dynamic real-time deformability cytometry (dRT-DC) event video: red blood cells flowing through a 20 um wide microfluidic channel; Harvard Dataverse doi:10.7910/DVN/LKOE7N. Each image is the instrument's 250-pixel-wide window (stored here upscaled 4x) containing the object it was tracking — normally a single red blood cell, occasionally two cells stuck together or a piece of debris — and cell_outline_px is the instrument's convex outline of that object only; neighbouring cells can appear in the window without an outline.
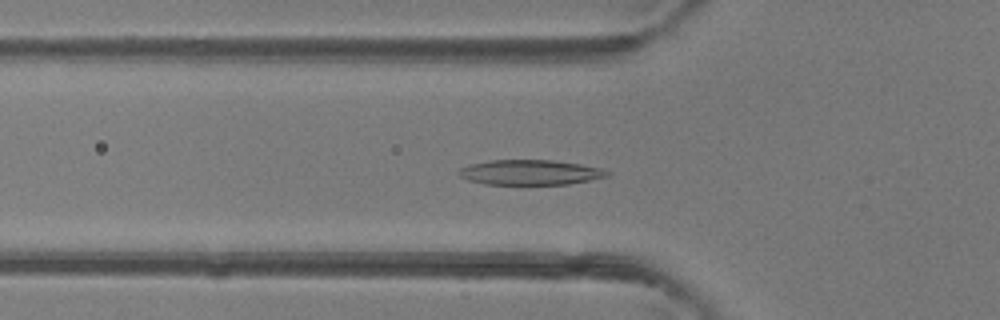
{"species": "common noctule bat (a hibernating species)", "species_latin": "Nyctalus noctula", "temperature_condition": "room temperature", "stored_images_in_passage": 46, "camera_frame_rate_fps": 3000, "um_per_image_px": 0.085, "animal": {"sex": "female"}, "frame": {"image": 1, "passage_image": 16, "time_ms": 5.0, "image_size_px": [1000, 320], "cell_outline_px": [[612, 172], [608, 176], [568, 184], [484, 184], [468, 180], [460, 176], [456, 172], [460, 168], [472, 164], [492, 160], [552, 160], [580, 164], [600, 168]], "centroid_in_image_um": [45.05, 14.65], "position_along_channel_um": 80.7, "area_um2": 21.5}}
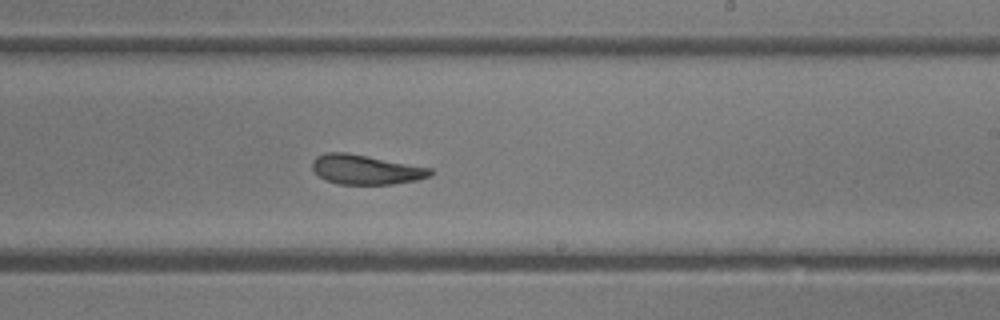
{"frame": {"image": 2, "passage_image": 28, "time_ms": 9.0, "image_size_px": [1000, 320], "cell_outline_px": [[432, 176], [416, 180], [392, 184], [336, 184], [324, 180], [312, 168], [312, 160], [316, 156], [324, 152], [344, 152], [368, 156], [432, 168]], "centroid_in_image_um": [31.07, 14.41], "position_along_channel_um": 257.9, "area_um2": 20.4}}
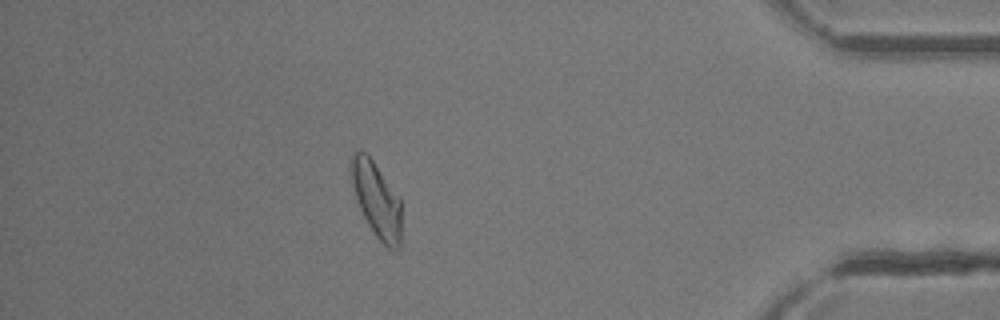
{"frame": {"image": 3, "passage_image": 41, "time_ms": 13.333, "image_size_px": [1000, 320], "cell_outline_px": [[400, 248], [388, 248], [376, 236], [368, 224], [356, 200], [348, 168], [352, 152], [364, 152], [372, 160], [400, 200]], "centroid_in_image_um": [31.95, 16.95], "position_along_channel_um": 403.2, "area_um2": 21.56}, "authors_computed_cell_mechanics": {"area_um2": 21.7328, "velocity_mm_per_s": 4.4133, "shape_relaxation_time_tau1_ms": 4.1829, "shape_relaxation_time_tau2_ms": 1.525, "deformation_change_tau1": 0.1646, "deformation_change_tau2": 0.0906}}